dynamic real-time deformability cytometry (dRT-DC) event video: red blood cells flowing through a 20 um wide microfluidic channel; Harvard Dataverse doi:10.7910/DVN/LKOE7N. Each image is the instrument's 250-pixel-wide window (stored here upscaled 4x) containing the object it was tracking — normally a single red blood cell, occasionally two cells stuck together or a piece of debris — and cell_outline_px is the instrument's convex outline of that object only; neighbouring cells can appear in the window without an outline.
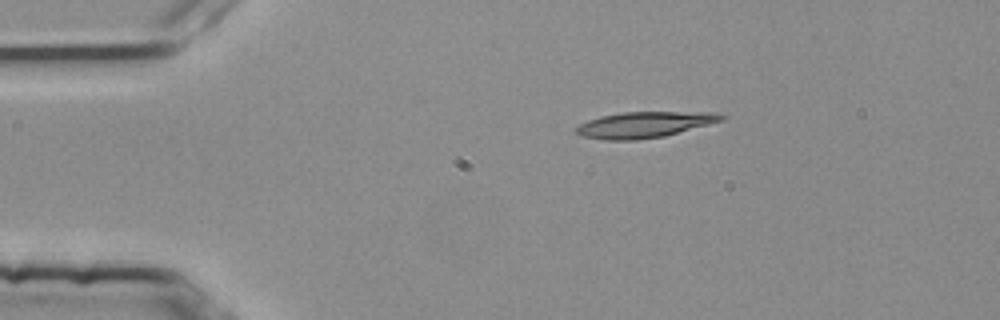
{"species": "common noctule bat (a hibernating species)", "species_latin": "Nyctalus noctula", "temperature_condition": "room temperature", "stored_images_in_passage": 2, "camera_frame_rate_fps": 3000, "um_per_image_px": 0.085, "animal": {"sex": "female", "body_mass_g": 25.1}, "frame": {"image": 1, "passage_image": 1, "time_ms": 0.0, "image_size_px": [1000, 320], "cell_outline_px": [[724, 120], [664, 136], [636, 140], [604, 140], [580, 136], [576, 132], [576, 128], [580, 124], [588, 120], [600, 116], [624, 112], [712, 112], [724, 116]], "centroid_in_image_um": [54.73, 10.6], "position_along_channel_um": 30.3, "area_um2": 21.79}}
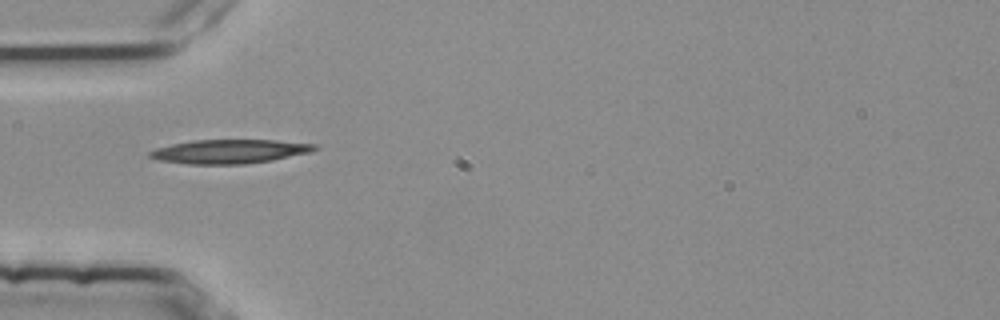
{"frame": {"image": 2, "passage_image": 2, "time_ms": 0.333, "image_size_px": [1000, 320], "cell_outline_px": [[320, 148], [312, 152], [272, 160], [244, 164], [188, 164], [160, 160], [148, 156], [148, 152], [156, 148], [172, 144], [192, 140], [276, 140], [316, 144]], "centroid_in_image_um": [19.55, 12.87], "position_along_channel_um": 65.5, "area_um2": 23.06}}